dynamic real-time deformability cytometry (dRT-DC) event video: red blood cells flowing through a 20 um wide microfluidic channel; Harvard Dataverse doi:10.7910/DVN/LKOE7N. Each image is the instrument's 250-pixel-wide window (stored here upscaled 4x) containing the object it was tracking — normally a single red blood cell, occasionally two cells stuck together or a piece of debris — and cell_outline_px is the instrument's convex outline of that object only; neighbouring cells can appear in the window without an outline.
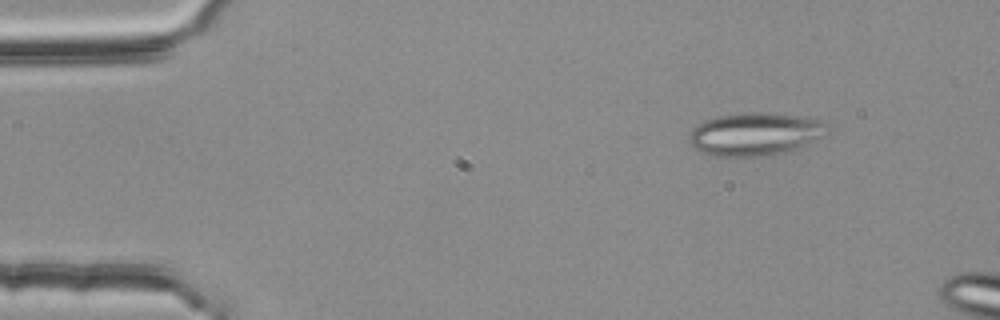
{"species": "common noctule bat (a hibernating species)", "species_latin": "Nyctalus noctula", "temperature_condition": "room temperature", "stored_images_in_passage": 48, "segment_of_instrument_passage": [1, 2], "camera_frame_rate_fps": 3000, "um_per_image_px": 0.085, "animal": {"sex": "female", "body_mass_g": 25.1}, "frame": {"image": 1, "passage_image": 2, "time_ms": 0.333, "image_size_px": [1000, 320], "cell_outline_px": [[828, 136], [792, 152], [760, 156], [716, 156], [704, 152], [696, 148], [688, 140], [688, 136], [692, 128], [704, 120], [720, 116], [748, 112], [752, 112], [820, 116], [824, 120]], "centroid_in_image_um": [64.32, 11.38], "position_along_channel_um": 20.7, "area_um2": 35.37}}